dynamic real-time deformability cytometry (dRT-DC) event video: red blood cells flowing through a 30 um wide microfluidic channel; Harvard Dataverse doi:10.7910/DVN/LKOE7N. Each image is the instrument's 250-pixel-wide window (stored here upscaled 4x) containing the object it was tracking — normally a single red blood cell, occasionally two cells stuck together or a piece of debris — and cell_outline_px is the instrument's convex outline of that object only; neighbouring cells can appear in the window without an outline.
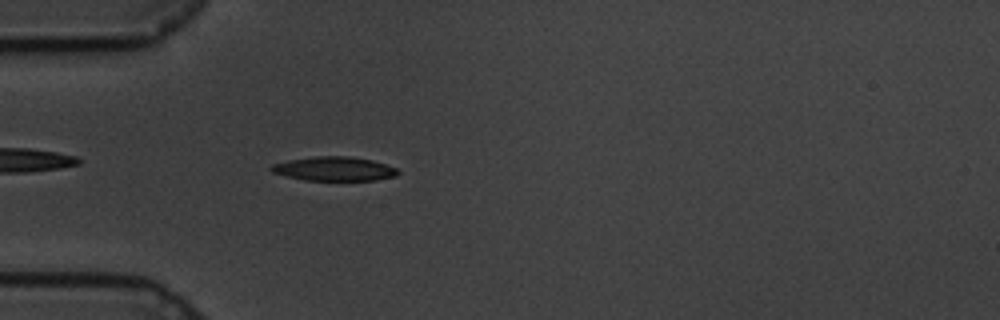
{"species": "common noctule bat (a hibernating species)", "species_latin": "Nyctalus noctula", "temperature_condition": "cold", "stored_images_in_passage": 46, "camera_frame_rate_fps": 3000, "um_per_image_px": 0.085, "animal": {"sex": "male", "body_mass_g": 19.5, "forearm_length_mm": 54.6}, "frame": {"image": 1, "passage_image": 4, "time_ms": 1.0, "image_size_px": [1000, 320], "cell_outline_px": [[400, 172], [396, 176], [376, 180], [304, 180], [272, 172], [268, 168], [272, 164], [288, 160], [316, 156], [348, 156], [372, 160], [396, 168]], "centroid_in_image_um": [28.4, 14.35], "position_along_channel_um": 56.6, "area_um2": 17.69}}
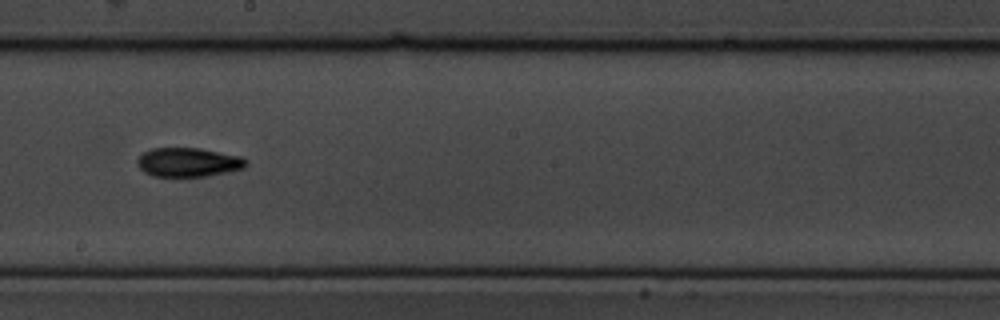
{"frame": {"image": 2, "passage_image": 20, "time_ms": 6.333, "image_size_px": [1000, 320], "cell_outline_px": [[248, 164], [244, 168], [228, 172], [204, 176], [152, 176], [144, 172], [140, 168], [136, 160], [144, 152], [152, 148], [200, 148], [240, 156], [248, 160]], "centroid_in_image_um": [16.02, 13.79], "position_along_channel_um": 232.2, "area_um2": 18.38}}
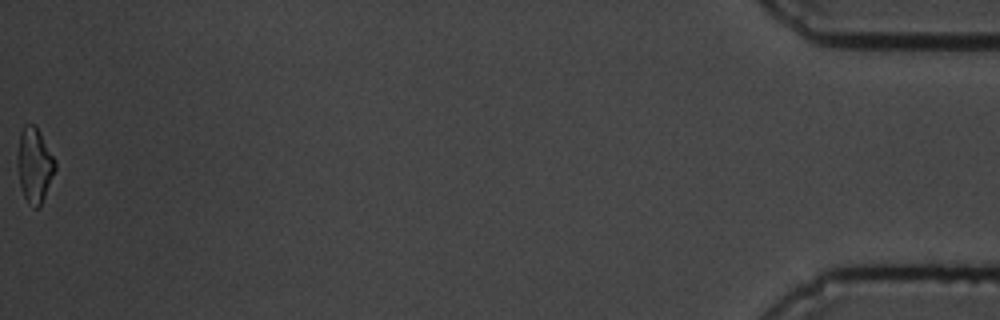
{"frame": {"image": 3, "passage_image": 46, "time_ms": 15.0, "image_size_px": [1000, 320], "cell_outline_px": [[56, 168], [40, 208], [32, 208], [28, 204], [24, 196], [20, 184], [16, 164], [16, 156], [20, 132], [24, 124], [32, 124], [40, 132], [56, 160]], "centroid_in_image_um": [2.91, 14.05], "position_along_channel_um": 432.3, "area_um2": 16.7}, "authors_computed_cell_mechanics": {"area_um2": 17.629, "velocity_mm_per_s": 3.4116, "shape_relaxation_time_tau1_ms": 4.9099, "shape_relaxation_time_tau2_ms": 8.7896, "deformation_change_tau1": 0.1784, "deformation_change_tau2": 0.1385}}